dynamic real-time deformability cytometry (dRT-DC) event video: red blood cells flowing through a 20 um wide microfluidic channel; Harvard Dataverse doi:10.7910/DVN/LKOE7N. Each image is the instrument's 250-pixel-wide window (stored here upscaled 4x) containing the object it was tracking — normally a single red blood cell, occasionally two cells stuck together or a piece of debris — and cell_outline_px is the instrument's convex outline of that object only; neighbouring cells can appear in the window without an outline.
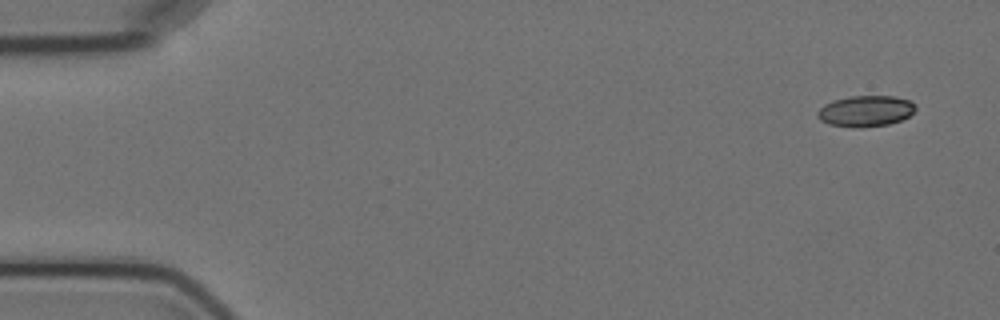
{"species": "Egyptian fruit bat (a non-hibernating species)", "species_latin": "Rousettus aegyptiacus", "temperature_condition": "cold", "stored_images_in_passage": 4, "camera_frame_rate_fps": 3000, "um_per_image_px": 0.085, "animal": {"sex": "female"}, "frame": {"image": 1, "passage_image": 1, "time_ms": 0.0, "image_size_px": [1000, 320], "cell_outline_px": [[916, 108], [908, 116], [900, 120], [888, 124], [828, 124], [820, 120], [816, 116], [816, 112], [824, 104], [832, 100], [848, 96], [892, 96], [908, 100], [916, 104]], "centroid_in_image_um": [73.56, 9.37], "position_along_channel_um": 11.4, "area_um2": 16.88}}
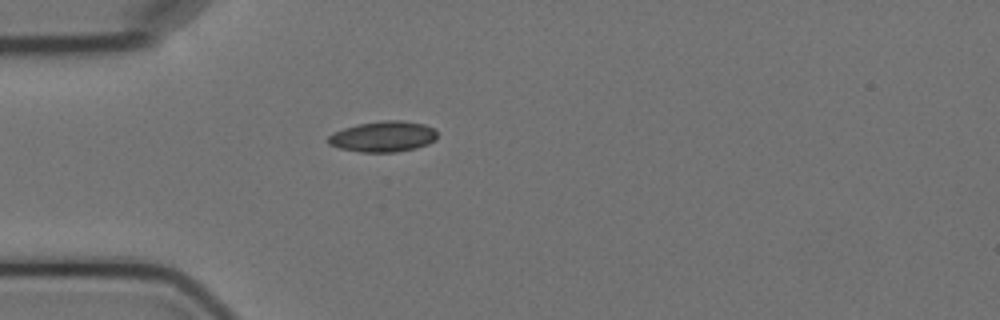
{"frame": {"image": 2, "passage_image": 4, "time_ms": 4.333, "image_size_px": [1000, 320], "cell_outline_px": [[436, 140], [428, 144], [416, 148], [396, 152], [360, 152], [340, 148], [328, 144], [328, 136], [332, 132], [344, 128], [360, 124], [384, 120], [400, 120], [424, 124], [436, 128]], "centroid_in_image_um": [32.58, 11.61], "position_along_channel_um": 52.4, "area_um2": 19.59}}